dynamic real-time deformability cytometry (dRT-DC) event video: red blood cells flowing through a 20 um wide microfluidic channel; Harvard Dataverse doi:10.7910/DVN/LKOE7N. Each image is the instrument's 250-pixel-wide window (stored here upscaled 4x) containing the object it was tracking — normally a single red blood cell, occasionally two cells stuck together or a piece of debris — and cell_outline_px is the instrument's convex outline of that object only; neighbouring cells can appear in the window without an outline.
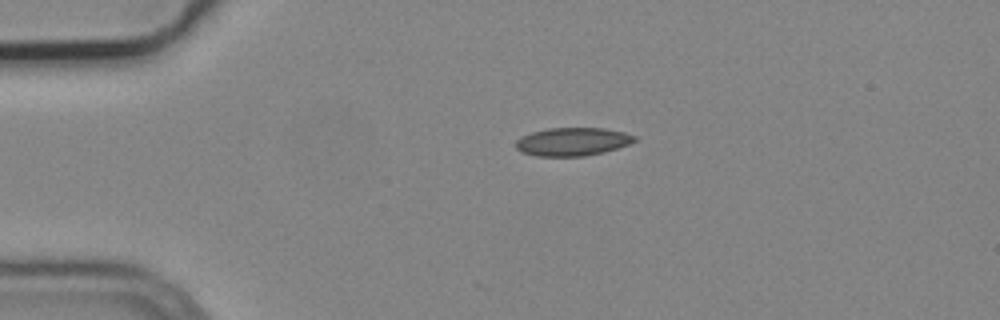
{"species": "common noctule bat (a hibernating species)", "species_latin": "Nyctalus noctula", "temperature_condition": "cold", "stored_images_in_passage": 4, "camera_frame_rate_fps": 3000, "um_per_image_px": 0.085, "animal": {"sex": "male", "body_mass_g": 19.2, "forearm_length_mm": 51.8}, "frame": {"image": 1, "passage_image": 4, "time_ms": 1.0, "image_size_px": [1000, 320], "cell_outline_px": [[636, 140], [628, 144], [604, 152], [584, 156], [536, 156], [520, 152], [516, 148], [516, 140], [532, 132], [548, 128], [604, 128], [624, 132], [636, 136]], "centroid_in_image_um": [48.65, 12.04], "position_along_channel_um": 36.3, "area_um2": 19.42}}